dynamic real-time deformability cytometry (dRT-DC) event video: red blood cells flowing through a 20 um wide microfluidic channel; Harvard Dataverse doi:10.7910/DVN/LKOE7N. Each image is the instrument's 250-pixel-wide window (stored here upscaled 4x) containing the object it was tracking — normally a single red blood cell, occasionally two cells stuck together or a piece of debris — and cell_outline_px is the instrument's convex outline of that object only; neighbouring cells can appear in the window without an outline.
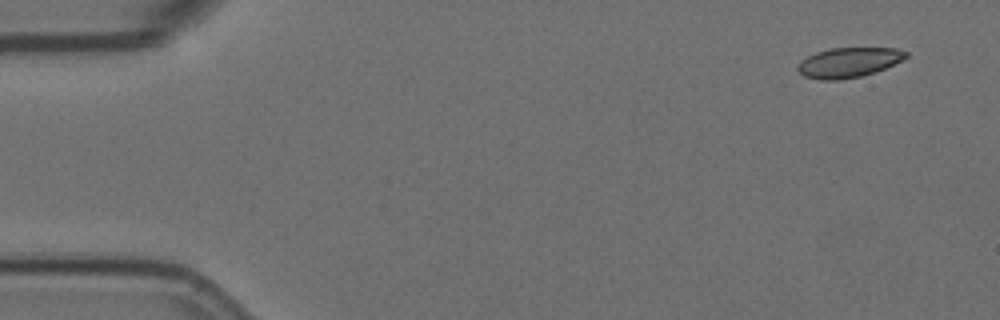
{"species": "Egyptian fruit bat (a non-hibernating species)", "species_latin": "Rousettus aegyptiacus", "temperature_condition": "room temperature", "stored_images_in_passage": 4, "camera_frame_rate_fps": 3000, "um_per_image_px": 0.085, "animal": {"sex": "female"}, "frame": {"image": 1, "passage_image": 1, "time_ms": 0.0, "image_size_px": [1000, 320], "cell_outline_px": [[908, 56], [904, 60], [876, 72], [860, 76], [840, 80], [820, 80], [804, 76], [796, 68], [808, 56], [816, 52], [832, 48], [896, 48], [908, 52]], "centroid_in_image_um": [72.19, 5.31], "position_along_channel_um": 12.8, "area_um2": 18.79}}